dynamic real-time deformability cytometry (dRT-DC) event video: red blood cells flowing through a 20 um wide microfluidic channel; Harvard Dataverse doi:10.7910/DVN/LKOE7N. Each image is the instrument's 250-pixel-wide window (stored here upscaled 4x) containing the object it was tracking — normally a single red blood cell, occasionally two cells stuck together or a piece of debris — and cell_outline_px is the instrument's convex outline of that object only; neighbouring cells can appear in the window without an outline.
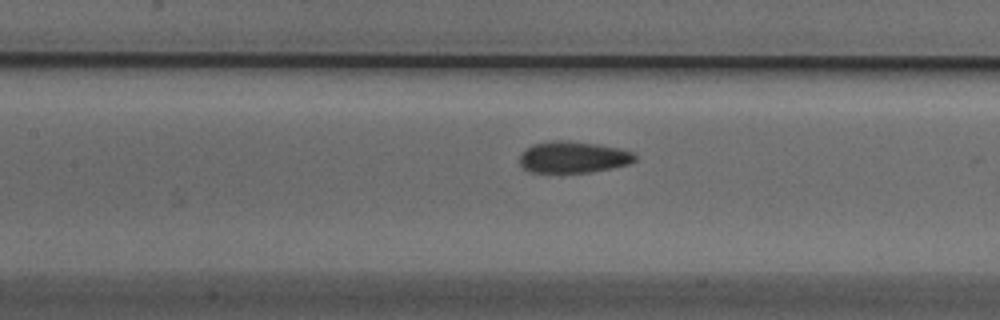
{"species": "Egyptian fruit bat (a non-hibernating species)", "species_latin": "Rousettus aegyptiacus", "temperature_condition": "cold", "stored_images_in_passage": 37, "camera_frame_rate_fps": 3000, "um_per_image_px": 0.085, "animal": {"sex": "male"}, "frame": {"image": 1, "passage_image": 13, "time_ms": 4.0, "image_size_px": [1000, 320], "cell_outline_px": [[636, 160], [628, 164], [612, 168], [592, 172], [528, 172], [520, 164], [520, 152], [524, 148], [532, 144], [552, 140], [568, 140], [600, 144], [620, 148], [632, 152], [636, 156]], "centroid_in_image_um": [48.7, 13.34], "position_along_channel_um": 158.7, "area_um2": 21.5}}
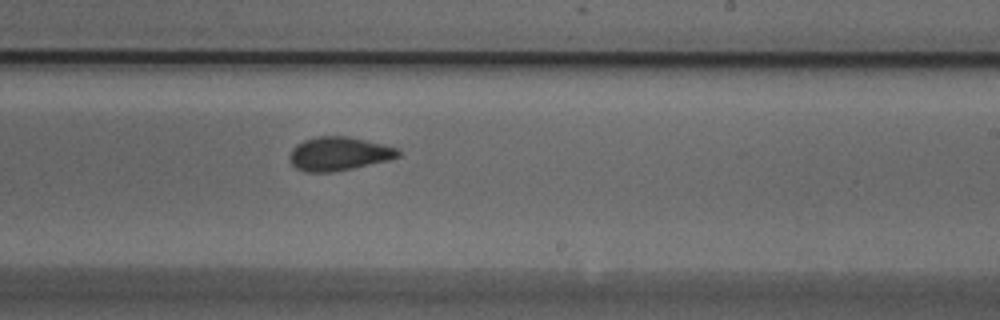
{"frame": {"image": 2, "passage_image": 21, "time_ms": 6.667, "image_size_px": [1000, 320], "cell_outline_px": [[400, 156], [388, 160], [352, 168], [332, 172], [304, 172], [296, 168], [288, 160], [288, 156], [292, 148], [296, 144], [304, 140], [316, 136], [348, 136], [384, 144], [400, 148]], "centroid_in_image_um": [28.78, 13.06], "position_along_channel_um": 260.2, "area_um2": 21.5}}
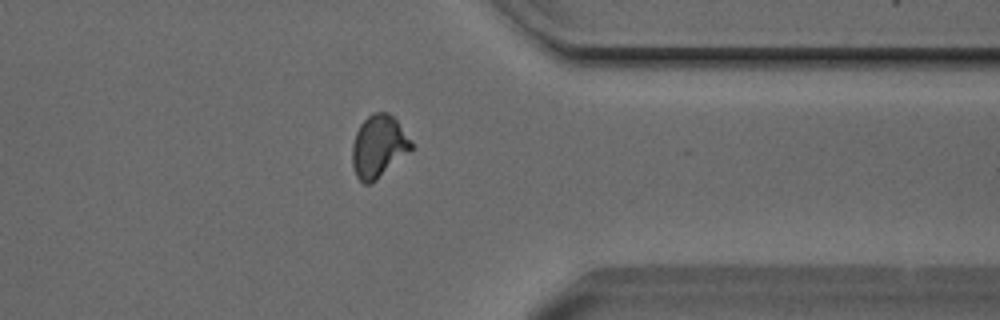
{"frame": {"image": 3, "passage_image": 31, "time_ms": 10.0, "image_size_px": [1000, 320], "cell_outline_px": [[412, 148], [376, 180], [368, 184], [364, 184], [356, 176], [352, 164], [352, 144], [356, 132], [360, 124], [372, 112], [388, 112], [396, 120], [412, 140]], "centroid_in_image_um": [32.15, 12.42], "position_along_channel_um": 379.2, "area_um2": 21.21}, "authors_computed_cell_mechanics": {"area_um2": 21.2126, "velocity_mm_per_s": 3.8186, "shape_relaxation_time_tau1_ms": 3.7548, "shape_relaxation_time_tau2_ms": 1.5918, "deformation_change_tau1": 0.1053, "deformation_change_tau2": 0.0619}}